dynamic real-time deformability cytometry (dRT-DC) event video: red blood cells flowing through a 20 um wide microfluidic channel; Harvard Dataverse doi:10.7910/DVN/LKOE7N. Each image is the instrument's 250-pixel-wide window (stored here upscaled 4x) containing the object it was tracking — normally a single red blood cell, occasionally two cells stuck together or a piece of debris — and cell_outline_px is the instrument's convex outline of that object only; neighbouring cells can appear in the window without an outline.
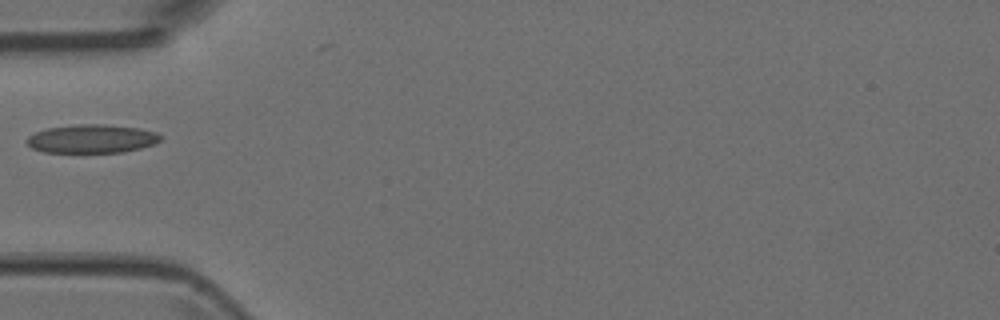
{"species": "Egyptian fruit bat (a non-hibernating species)", "species_latin": "Rousettus aegyptiacus", "temperature_condition": "room temperature", "stored_images_in_passage": 3, "camera_frame_rate_fps": 3000, "um_per_image_px": 0.085, "animal": {"sex": "female"}, "frame": {"image": 1, "passage_image": 1, "time_ms": 0.0, "image_size_px": [1000, 320], "cell_outline_px": [[160, 140], [156, 144], [124, 152], [44, 152], [32, 148], [24, 140], [28, 136], [36, 132], [48, 128], [76, 124], [104, 124], [136, 128], [156, 132], [160, 136]], "centroid_in_image_um": [7.78, 11.79], "position_along_channel_um": 77.2, "area_um2": 22.14}}
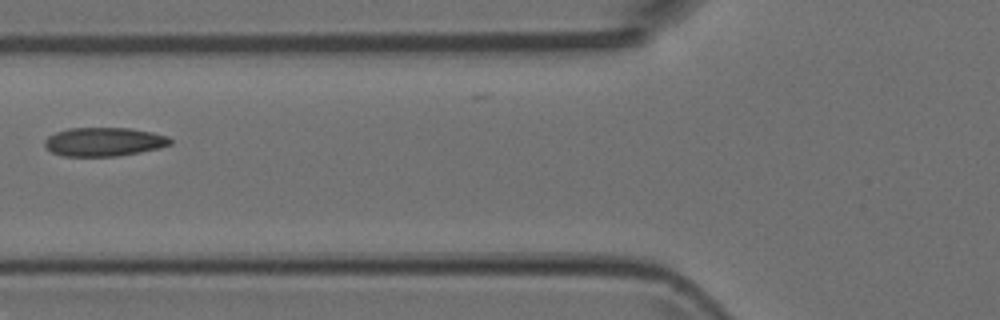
{"frame": {"image": 2, "passage_image": 2, "time_ms": 0.333, "image_size_px": [1000, 320], "cell_outline_px": [[172, 144], [160, 148], [140, 152], [116, 156], [64, 156], [52, 152], [44, 144], [44, 140], [48, 136], [56, 132], [68, 128], [132, 128], [152, 132], [168, 136], [172, 140]], "centroid_in_image_um": [8.86, 12.05], "position_along_channel_um": 116.9, "area_um2": 21.1}}